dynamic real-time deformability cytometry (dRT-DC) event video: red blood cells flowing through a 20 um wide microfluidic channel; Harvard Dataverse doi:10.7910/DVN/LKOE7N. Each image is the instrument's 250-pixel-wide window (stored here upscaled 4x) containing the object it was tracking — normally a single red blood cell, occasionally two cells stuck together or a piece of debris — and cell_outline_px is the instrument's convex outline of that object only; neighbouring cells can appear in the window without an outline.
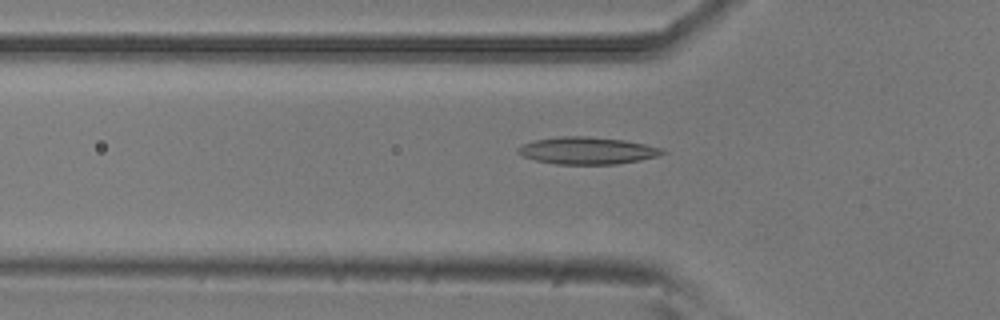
{"species": "common noctule bat (a hibernating species)", "species_latin": "Nyctalus noctula", "temperature_condition": "room temperature", "stored_images_in_passage": 19, "camera_frame_rate_fps": 3000, "um_per_image_px": 0.085, "animal": {"sex": "male", "body_mass_g": 20.5, "forearm_length_mm": 52.5}, "frame": {"image": 1, "passage_image": 4, "time_ms": 1.0, "image_size_px": [1000, 320], "cell_outline_px": [[668, 152], [656, 156], [640, 160], [616, 164], [556, 164], [536, 160], [524, 156], [516, 152], [516, 148], [524, 144], [536, 140], [560, 136], [588, 136], [624, 140], [664, 148]], "centroid_in_image_um": [49.94, 12.8], "position_along_channel_um": 75.9, "area_um2": 22.77}}
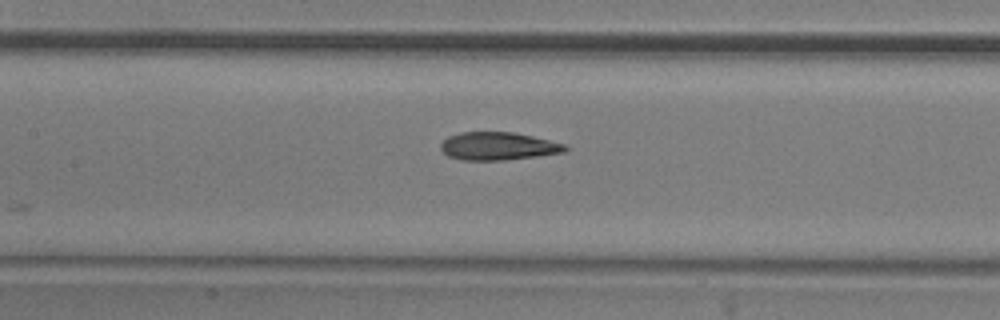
{"frame": {"image": 2, "passage_image": 11, "time_ms": 3.333, "image_size_px": [1000, 320], "cell_outline_px": [[568, 148], [564, 152], [536, 156], [504, 160], [460, 160], [448, 156], [440, 148], [440, 144], [448, 136], [460, 132], [516, 132], [564, 144]], "centroid_in_image_um": [42.3, 12.42], "position_along_channel_um": 165.1, "area_um2": 20.17}}
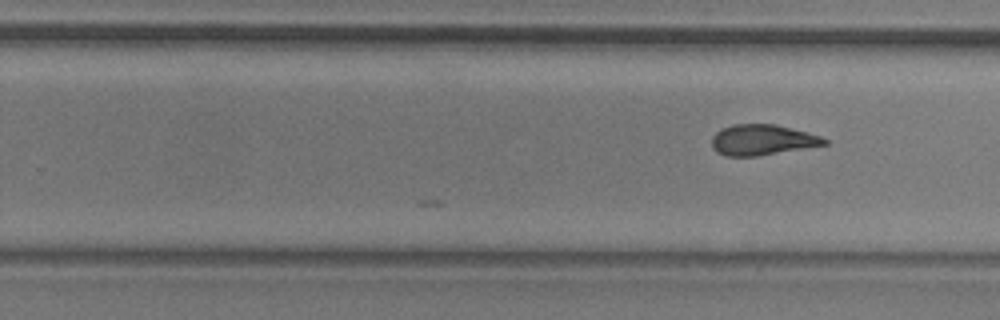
{"frame": {"image": 3, "passage_image": 19, "time_ms": 6.0, "image_size_px": [1000, 320], "cell_outline_px": [[828, 144], [756, 156], [724, 156], [716, 152], [712, 148], [712, 136], [716, 132], [732, 124], [776, 124], [808, 132], [820, 136], [828, 140]], "centroid_in_image_um": [64.77, 11.89], "position_along_channel_um": 265.0, "area_um2": 20.06}}